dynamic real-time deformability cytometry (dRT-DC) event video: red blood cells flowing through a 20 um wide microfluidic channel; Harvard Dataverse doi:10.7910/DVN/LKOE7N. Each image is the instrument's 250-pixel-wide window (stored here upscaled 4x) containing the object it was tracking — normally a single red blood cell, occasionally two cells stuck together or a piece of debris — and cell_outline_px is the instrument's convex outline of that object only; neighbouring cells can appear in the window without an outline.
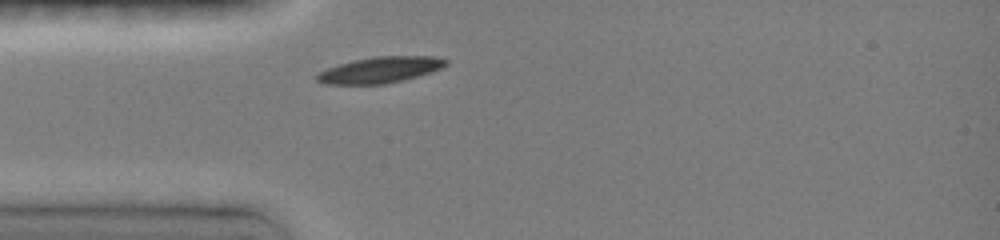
{"species": "common noctule bat (a hibernating species)", "species_latin": "Nyctalus noctula", "temperature_condition": "room temperature", "stored_images_in_passage": 43, "camera_frame_rate_fps": 3000, "um_per_image_px": 0.085, "animal": {"sex": "female", "body_mass_g": 19.0, "forearm_length_mm": 51.5}, "frame": {"image": 1, "passage_image": 1, "time_ms": 0.0, "image_size_px": [1000, 240], "cell_outline_px": [[448, 64], [440, 68], [404, 80], [384, 84], [324, 84], [316, 80], [316, 72], [352, 60], [372, 56], [432, 56], [448, 60]], "centroid_in_image_um": [32.26, 5.93], "position_along_channel_um": 52.7, "area_um2": 19.54}}
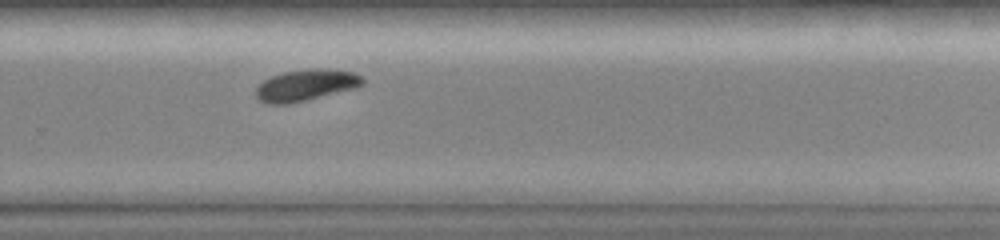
{"frame": {"image": 2, "passage_image": 29, "time_ms": 6.333, "image_size_px": [1000, 240], "cell_outline_px": [[364, 84], [356, 88], [304, 100], [284, 104], [268, 104], [260, 100], [256, 96], [256, 88], [264, 80], [272, 76], [284, 72], [312, 68], [324, 68], [356, 72], [364, 80]], "centroid_in_image_um": [26.03, 7.22], "position_along_channel_um": 303.8, "area_um2": 19.36}}
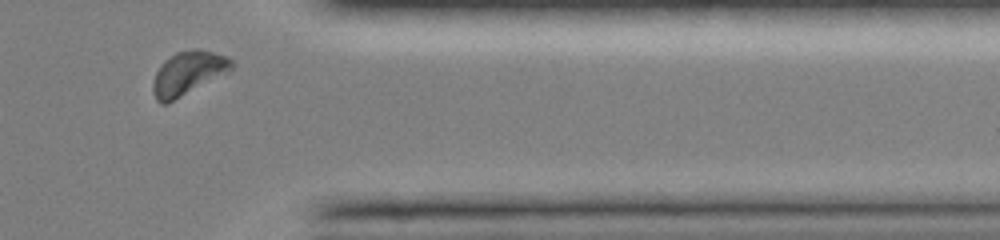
{"frame": {"image": 3, "passage_image": 40, "time_ms": 8.667, "image_size_px": [1000, 240], "cell_outline_px": [[232, 68], [228, 72], [168, 104], [160, 104], [156, 100], [152, 92], [152, 84], [156, 72], [160, 64], [164, 60], [176, 52], [192, 48], [200, 48], [228, 56], [232, 60]], "centroid_in_image_um": [15.96, 6.22], "position_along_channel_um": 395.4, "area_um2": 20.29}, "authors_computed_cell_mechanics": {"area_um2": 19.9988, "velocity_mm_per_s": 4.0278, "shape_relaxation_time_tau1_ms": 3.2719, "shape_relaxation_time_tau2_ms": null, "deformation_change_tau1": 0.1436, "deformation_change_tau2": null}}